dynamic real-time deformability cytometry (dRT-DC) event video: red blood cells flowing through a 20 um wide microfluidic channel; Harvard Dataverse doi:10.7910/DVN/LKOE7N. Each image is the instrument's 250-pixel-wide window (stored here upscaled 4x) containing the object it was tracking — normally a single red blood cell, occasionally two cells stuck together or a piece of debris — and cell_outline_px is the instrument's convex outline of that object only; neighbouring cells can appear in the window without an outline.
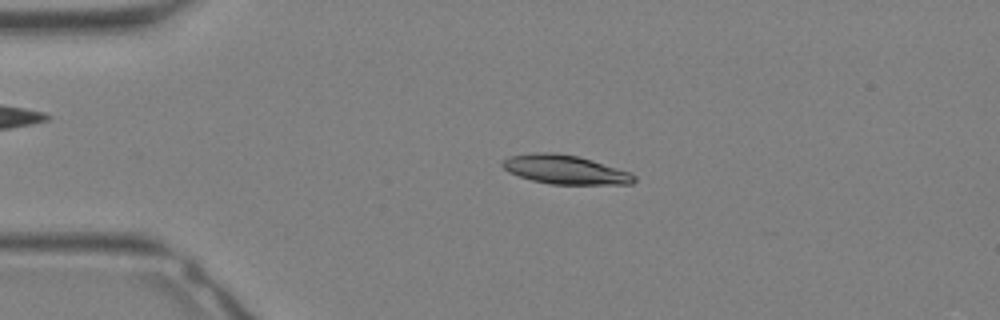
{"species": "Egyptian fruit bat (a non-hibernating species)", "species_latin": "Rousettus aegyptiacus", "temperature_condition": "warm", "stored_images_in_passage": 32, "camera_frame_rate_fps": 3000, "um_per_image_px": 0.085, "animal": {"sex": "female"}, "frame": {"image": 1, "passage_image": 7, "time_ms": 2.0, "image_size_px": [1000, 320], "cell_outline_px": [[636, 180], [632, 184], [552, 184], [532, 180], [508, 172], [500, 164], [500, 160], [508, 156], [536, 152], [552, 152], [576, 156], [592, 160], [628, 172], [636, 176]], "centroid_in_image_um": [47.98, 14.41], "position_along_channel_um": 37.0, "area_um2": 22.08}}
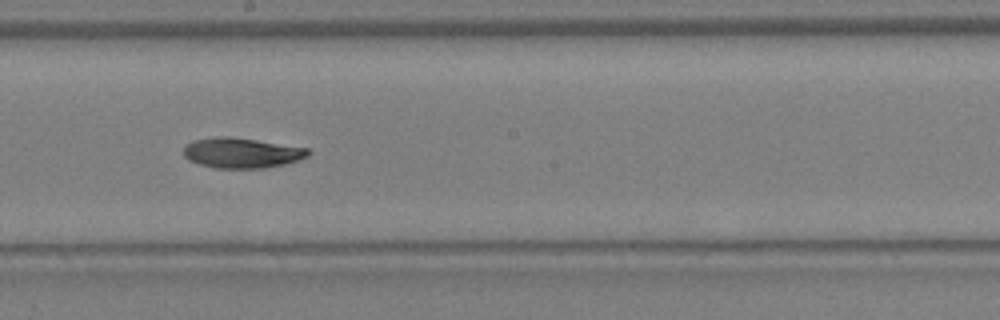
{"frame": {"image": 2, "passage_image": 18, "time_ms": 5.667, "image_size_px": [1000, 320], "cell_outline_px": [[312, 152], [308, 156], [284, 164], [264, 168], [216, 168], [200, 164], [188, 160], [184, 156], [184, 148], [192, 140], [224, 136], [228, 136], [256, 140], [308, 148]], "centroid_in_image_um": [20.54, 13.0], "position_along_channel_um": 227.7, "area_um2": 21.73}}
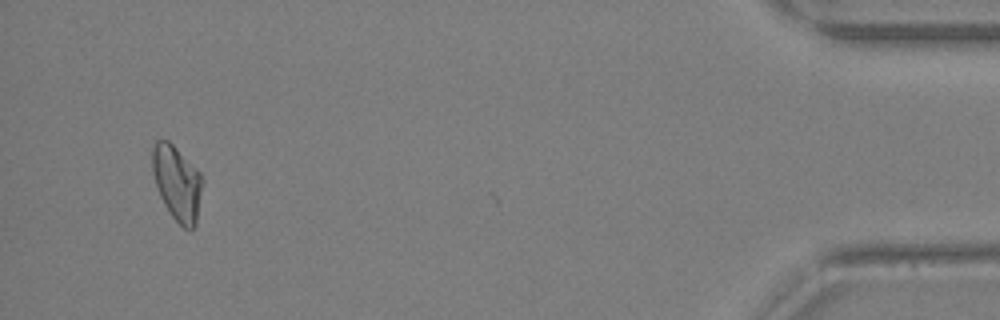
{"frame": {"image": 3, "passage_image": 31, "time_ms": 10.0, "image_size_px": [1000, 320], "cell_outline_px": [[204, 180], [196, 224], [192, 228], [184, 228], [168, 212], [156, 188], [152, 172], [152, 148], [156, 140], [168, 140], [200, 172]], "centroid_in_image_um": [15.05, 15.55], "position_along_channel_um": 420.2, "area_um2": 21.91}}